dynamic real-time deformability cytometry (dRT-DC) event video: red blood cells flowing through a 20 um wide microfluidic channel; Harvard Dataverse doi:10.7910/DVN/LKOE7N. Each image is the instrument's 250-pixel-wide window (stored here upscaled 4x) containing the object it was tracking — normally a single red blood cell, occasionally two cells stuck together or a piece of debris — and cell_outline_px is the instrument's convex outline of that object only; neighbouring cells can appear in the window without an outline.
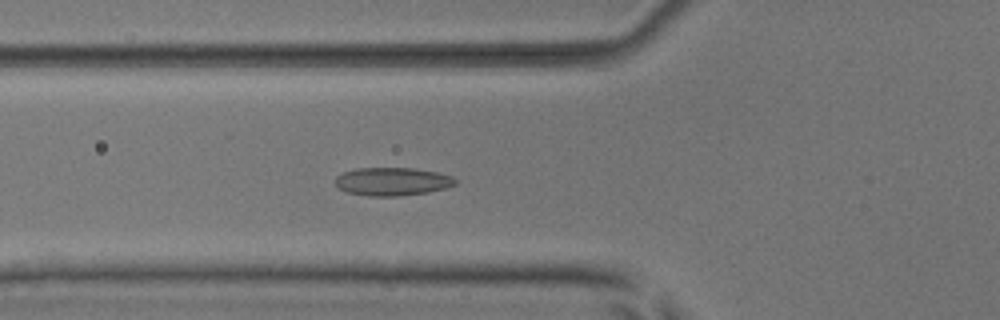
{"species": "common noctule bat (a hibernating species)", "species_latin": "Nyctalus noctula", "temperature_condition": "room temperature", "stored_images_in_passage": 52, "camera_frame_rate_fps": 3000, "um_per_image_px": 0.085, "animal": {"sex": "male", "body_mass_g": 17.9, "forearm_length_mm": 54.2}, "frame": {"image": 1, "passage_image": 19, "time_ms": 6.0, "image_size_px": [1000, 320], "cell_outline_px": [[456, 184], [444, 188], [428, 192], [400, 196], [368, 196], [348, 192], [336, 188], [332, 180], [336, 176], [344, 172], [356, 168], [412, 168], [436, 172], [452, 176], [456, 180]], "centroid_in_image_um": [33.28, 15.43], "position_along_channel_um": 92.5, "area_um2": 19.83}}
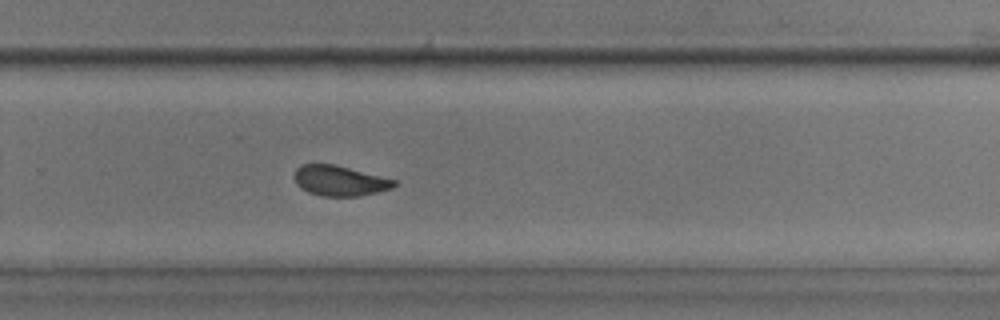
{"frame": {"image": 2, "passage_image": 35, "time_ms": 11.333, "image_size_px": [1000, 320], "cell_outline_px": [[396, 184], [392, 188], [360, 196], [320, 196], [308, 192], [300, 188], [296, 184], [292, 176], [296, 168], [300, 164], [336, 164], [396, 180]], "centroid_in_image_um": [28.81, 15.35], "position_along_channel_um": 301.0, "area_um2": 17.8}}
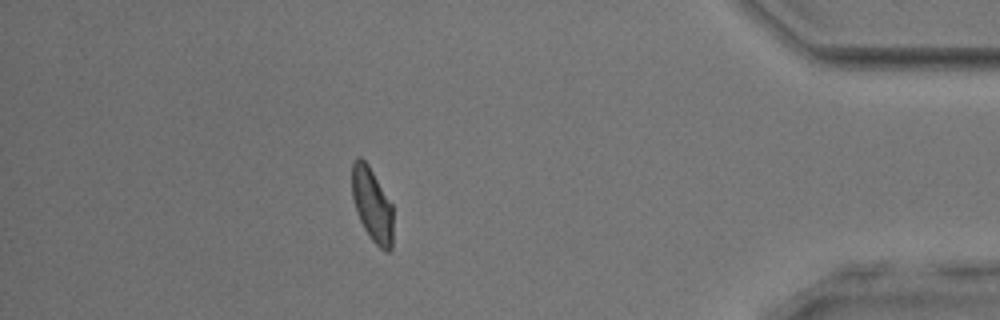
{"frame": {"image": 3, "passage_image": 46, "time_ms": 15.0, "image_size_px": [1000, 320], "cell_outline_px": [[392, 248], [388, 252], [384, 252], [372, 240], [364, 228], [360, 220], [352, 196], [352, 164], [356, 156], [360, 156], [368, 164], [392, 204]], "centroid_in_image_um": [31.63, 17.39], "position_along_channel_um": 403.6, "area_um2": 17.57}, "authors_computed_cell_mechanics": {"area_um2": 18.496, "velocity_mm_per_s": 3.9159, "shape_relaxation_time_tau1_ms": 5.7349, "shape_relaxation_time_tau2_ms": 1.3878, "deformation_change_tau1": 0.1129, "deformation_change_tau2": 0.0647}}